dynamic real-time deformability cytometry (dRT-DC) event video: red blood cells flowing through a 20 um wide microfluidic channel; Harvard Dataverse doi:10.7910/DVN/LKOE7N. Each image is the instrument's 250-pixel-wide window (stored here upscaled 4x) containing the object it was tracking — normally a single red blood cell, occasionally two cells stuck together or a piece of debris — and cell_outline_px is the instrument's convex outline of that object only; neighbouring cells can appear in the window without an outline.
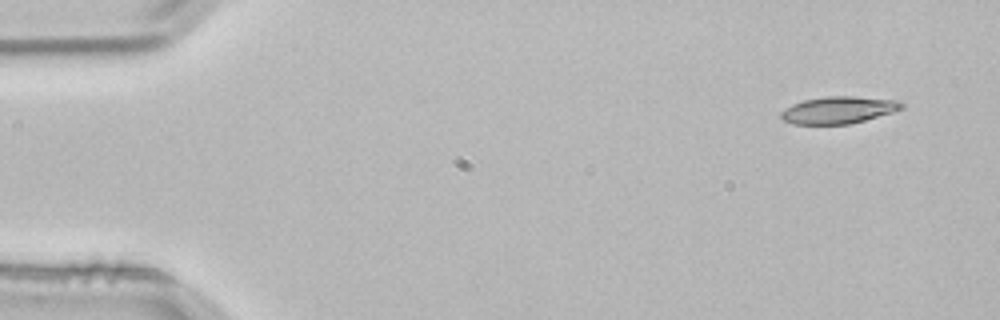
{"species": "common noctule bat (a hibernating species)", "species_latin": "Nyctalus noctula", "temperature_condition": "room temperature", "stored_images_in_passage": 3, "camera_frame_rate_fps": 3000, "um_per_image_px": 0.085, "animal": {"sex": "male", "body_mass_g": 21.5, "forearm_length_mm": 52.0}, "frame": {"image": 1, "passage_image": 1, "time_ms": 0.0, "image_size_px": [1000, 320], "cell_outline_px": [[904, 108], [892, 112], [864, 120], [848, 124], [792, 124], [784, 120], [780, 116], [780, 112], [792, 104], [804, 100], [824, 96], [856, 96], [900, 100], [904, 104]], "centroid_in_image_um": [71.28, 9.34], "position_along_channel_um": 13.7, "area_um2": 19.07}}
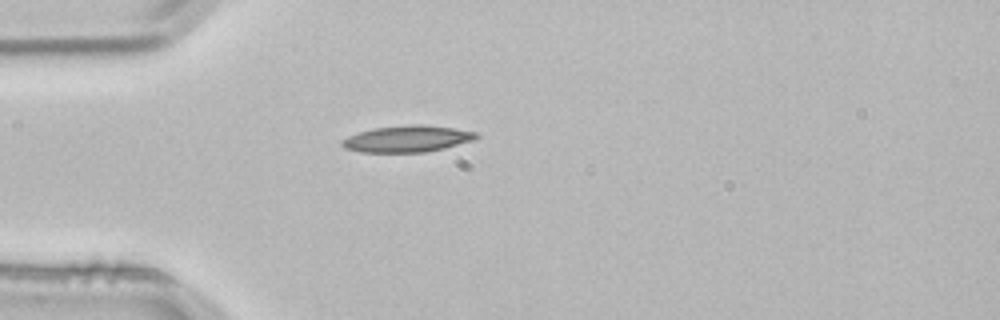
{"frame": {"image": 2, "passage_image": 3, "time_ms": 0.667, "image_size_px": [1000, 320], "cell_outline_px": [[480, 136], [472, 140], [444, 148], [424, 152], [360, 152], [344, 148], [340, 144], [340, 140], [348, 136], [372, 128], [412, 124], [424, 124], [452, 128], [476, 132]], "centroid_in_image_um": [34.57, 11.79], "position_along_channel_um": 50.4, "area_um2": 20.69}}